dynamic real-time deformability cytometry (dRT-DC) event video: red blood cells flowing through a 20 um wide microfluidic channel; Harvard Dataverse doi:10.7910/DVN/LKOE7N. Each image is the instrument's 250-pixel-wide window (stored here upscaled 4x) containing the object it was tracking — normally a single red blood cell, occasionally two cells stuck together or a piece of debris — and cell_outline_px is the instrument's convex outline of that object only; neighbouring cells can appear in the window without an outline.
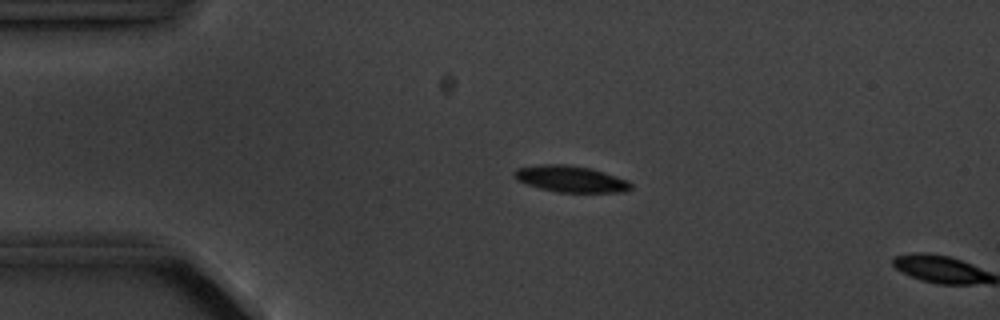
{"species": "common noctule bat (a hibernating species)", "species_latin": "Nyctalus noctula", "temperature_condition": "cold", "stored_images_in_passage": 5, "camera_frame_rate_fps": 3000, "um_per_image_px": 0.085, "animal": {"sex": "male", "body_mass_g": 20.1, "forearm_length_mm": 53.5}, "frame": {"image": 1, "passage_image": 4, "time_ms": 3.333, "image_size_px": [1000, 320], "cell_outline_px": [[632, 188], [628, 192], [556, 192], [540, 188], [516, 180], [512, 176], [512, 172], [516, 168], [540, 164], [564, 164], [588, 168], [604, 172], [628, 180], [632, 184]], "centroid_in_image_um": [48.49, 15.21], "position_along_channel_um": 36.5, "area_um2": 18.03}}